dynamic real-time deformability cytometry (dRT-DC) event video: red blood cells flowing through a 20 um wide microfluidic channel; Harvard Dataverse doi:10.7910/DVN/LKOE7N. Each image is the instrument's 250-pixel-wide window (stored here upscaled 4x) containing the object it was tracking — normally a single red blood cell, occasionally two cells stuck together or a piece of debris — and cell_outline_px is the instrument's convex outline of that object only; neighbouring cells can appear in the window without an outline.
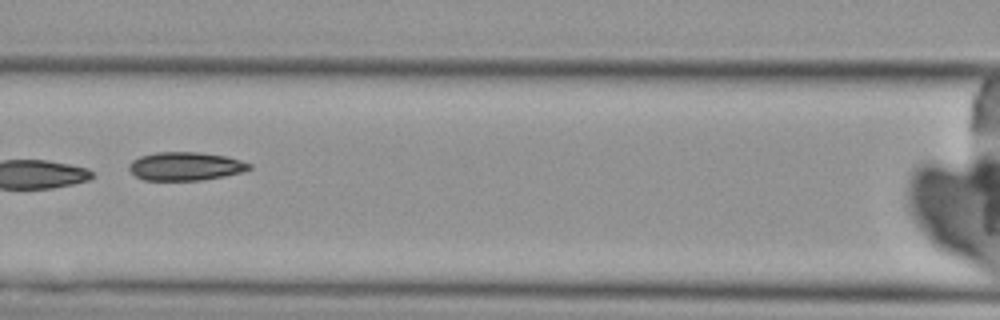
{"species": "Egyptian fruit bat (a non-hibernating species)", "species_latin": "Rousettus aegyptiacus", "temperature_condition": "cold", "stored_images_in_passage": 11, "camera_frame_rate_fps": 3000, "um_per_image_px": 0.085, "animal": {"sex": "female"}, "frame": {"image": 1, "passage_image": 7, "time_ms": 8.0, "image_size_px": [1000, 320], "cell_outline_px": [[252, 168], [244, 172], [224, 176], [200, 180], [144, 180], [136, 176], [128, 168], [128, 164], [132, 160], [140, 156], [156, 152], [200, 152], [228, 156], [252, 164]], "centroid_in_image_um": [15.79, 14.12], "position_along_channel_um": 150.8, "area_um2": 20.06}}
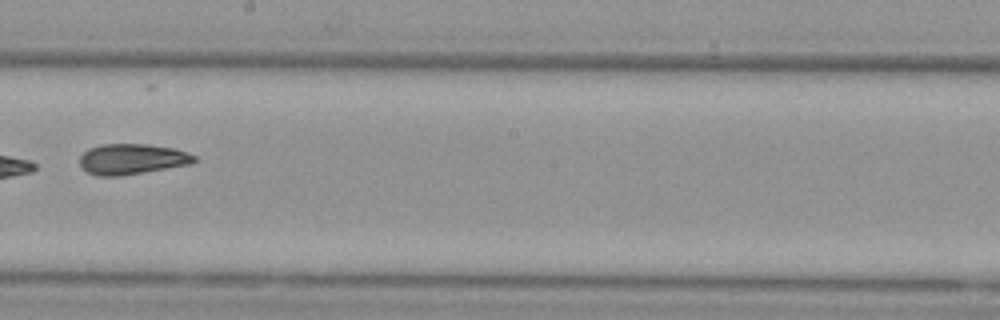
{"frame": {"image": 2, "passage_image": 9, "time_ms": 10.333, "image_size_px": [1000, 320], "cell_outline_px": [[196, 160], [192, 164], [144, 172], [116, 176], [96, 176], [88, 172], [80, 164], [80, 156], [88, 148], [100, 144], [148, 144], [176, 148], [196, 156]], "centroid_in_image_um": [11.23, 13.51], "position_along_channel_um": 237.0, "area_um2": 20.46}}
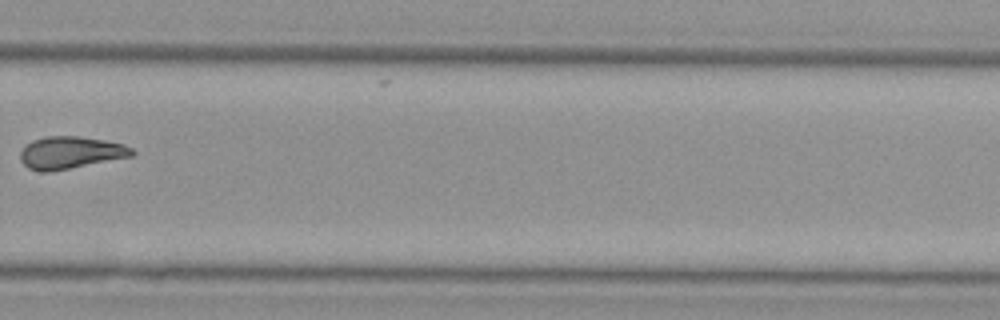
{"frame": {"image": 3, "passage_image": 11, "time_ms": 12.667, "image_size_px": [1000, 320], "cell_outline_px": [[136, 152], [132, 156], [48, 172], [40, 172], [28, 168], [20, 160], [20, 152], [32, 140], [44, 136], [80, 136], [104, 140], [124, 144], [132, 148]], "centroid_in_image_um": [5.98, 12.96], "position_along_channel_um": 323.8, "area_um2": 20.92}}